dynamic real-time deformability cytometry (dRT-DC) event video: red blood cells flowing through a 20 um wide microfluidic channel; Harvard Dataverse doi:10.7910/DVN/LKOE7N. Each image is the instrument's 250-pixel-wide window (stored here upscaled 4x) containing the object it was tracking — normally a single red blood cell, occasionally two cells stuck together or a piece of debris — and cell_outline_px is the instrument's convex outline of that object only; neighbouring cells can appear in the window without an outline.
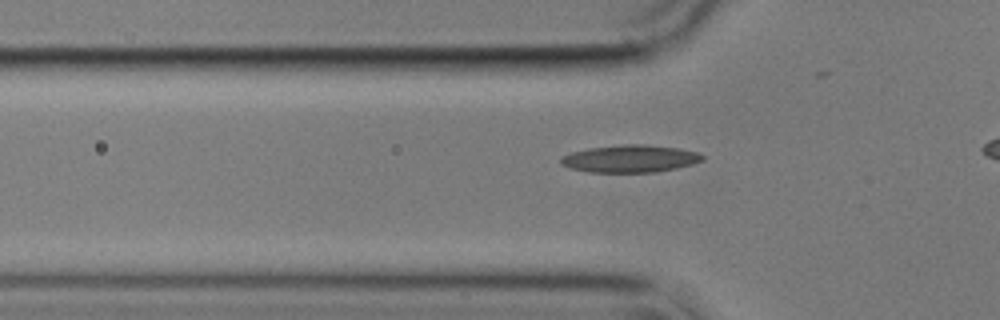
{"species": "common noctule bat (a hibernating species)", "species_latin": "Nyctalus noctula", "temperature_condition": "cold", "stored_images_in_passage": 39, "camera_frame_rate_fps": 3000, "um_per_image_px": 0.085, "animal": {"sex": "male", "body_mass_g": 17.9}, "frame": {"image": 1, "passage_image": 9, "time_ms": 2.667, "image_size_px": [1000, 320], "cell_outline_px": [[704, 160], [692, 164], [676, 168], [656, 172], [588, 172], [568, 168], [560, 164], [560, 156], [572, 152], [588, 148], [624, 144], [644, 144], [676, 148], [696, 152], [704, 156]], "centroid_in_image_um": [53.51, 13.49], "position_along_channel_um": 72.3, "area_um2": 22.66}}
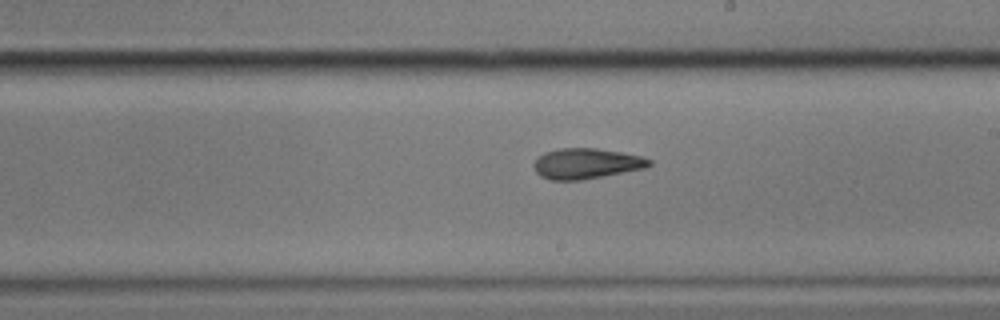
{"frame": {"image": 2, "passage_image": 23, "time_ms": 7.333, "image_size_px": [1000, 320], "cell_outline_px": [[652, 164], [644, 168], [604, 176], [580, 180], [552, 180], [540, 176], [536, 172], [532, 164], [544, 152], [560, 148], [596, 148], [620, 152], [640, 156], [652, 160]], "centroid_in_image_um": [49.82, 13.9], "position_along_channel_um": 239.2, "area_um2": 20.4}}
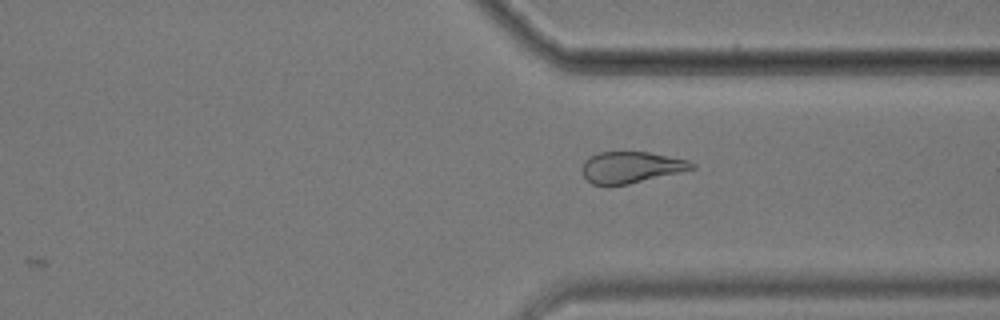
{"frame": {"image": 3, "passage_image": 33, "time_ms": 10.667, "image_size_px": [1000, 320], "cell_outline_px": [[696, 168], [680, 172], [628, 184], [592, 184], [584, 176], [584, 160], [588, 156], [600, 152], [648, 152], [688, 160], [696, 164]], "centroid_in_image_um": [53.67, 14.2], "position_along_channel_um": 357.7, "area_um2": 19.71}, "authors_computed_cell_mechanics": {"area_um2": 20.5768, "velocity_mm_per_s": 3.5583, "shape_relaxation_time_tau1_ms": 6.1163, "shape_relaxation_time_tau2_ms": 4.888, "deformation_change_tau1": 0.1757, "deformation_change_tau2": 0.1414}}